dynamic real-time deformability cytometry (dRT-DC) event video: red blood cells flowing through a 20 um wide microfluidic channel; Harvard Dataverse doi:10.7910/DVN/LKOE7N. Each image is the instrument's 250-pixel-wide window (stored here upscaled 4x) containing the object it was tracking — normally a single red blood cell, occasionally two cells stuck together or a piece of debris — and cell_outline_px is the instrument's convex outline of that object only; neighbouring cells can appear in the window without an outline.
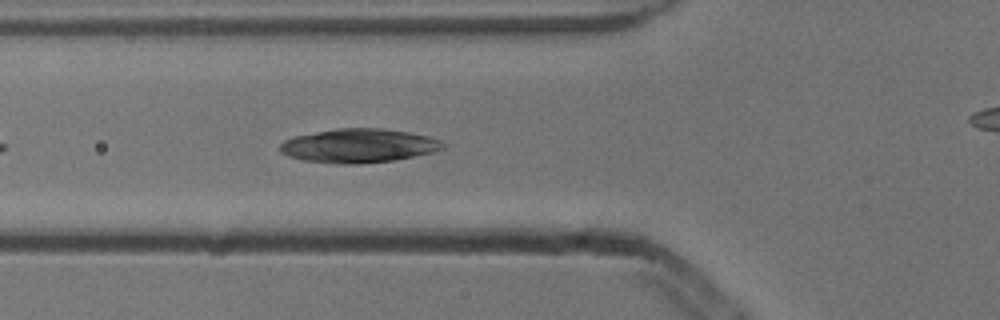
{"species": "common noctule bat (a hibernating species)", "species_latin": "Nyctalus noctula", "temperature_condition": "cold", "stored_images_in_passage": 4, "segment_of_instrument_passage": [1, 2], "camera_frame_rate_fps": 3000, "um_per_image_px": 0.085, "animal": {"sex": "male", "body_mass_g": 13.3}, "frame": {"image": 1, "passage_image": 3, "time_ms": 0.667, "image_size_px": [1000, 320], "cell_outline_px": [[448, 144], [444, 148], [432, 152], [392, 160], [356, 164], [336, 164], [304, 160], [288, 156], [280, 152], [280, 144], [284, 140], [292, 136], [336, 128], [380, 128], [408, 132], [428, 136], [440, 140]], "centroid_in_image_um": [30.46, 12.38], "position_along_channel_um": 95.3, "area_um2": 32.19}}